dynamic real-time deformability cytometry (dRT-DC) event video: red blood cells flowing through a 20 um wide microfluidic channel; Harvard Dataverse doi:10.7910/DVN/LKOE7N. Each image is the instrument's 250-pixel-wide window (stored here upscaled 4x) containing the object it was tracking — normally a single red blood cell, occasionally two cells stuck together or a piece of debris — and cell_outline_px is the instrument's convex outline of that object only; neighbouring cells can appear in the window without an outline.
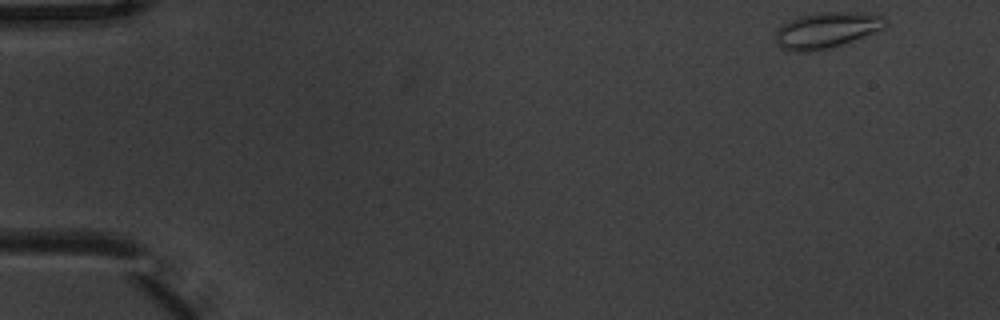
{"species": "common noctule bat (a hibernating species)", "species_latin": "Nyctalus noctula", "temperature_condition": "warm", "stored_images_in_passage": 4, "camera_frame_rate_fps": 3000, "um_per_image_px": 0.085, "animal": {"sex": "male", "body_mass_g": 20.1, "forearm_length_mm": 53.5}, "frame": {"image": 1, "passage_image": 1, "time_ms": 0.0, "image_size_px": [1000, 320], "cell_outline_px": [[888, 24], [884, 28], [876, 32], [844, 44], [828, 48], [804, 52], [792, 52], [780, 48], [776, 44], [776, 28], [788, 20], [800, 16], [832, 12], [848, 12], [880, 16], [888, 20]], "centroid_in_image_um": [70.22, 2.59], "position_along_channel_um": 14.8, "area_um2": 22.89}}
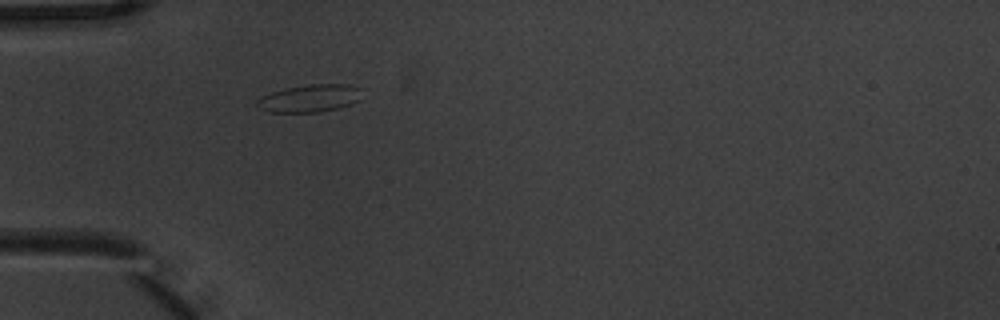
{"frame": {"image": 2, "passage_image": 4, "time_ms": 1.0, "image_size_px": [1000, 320], "cell_outline_px": [[360, 100], [352, 104], [320, 112], [268, 112], [260, 108], [256, 104], [256, 100], [272, 92], [284, 88], [312, 84], [348, 84], [360, 88]], "centroid_in_image_um": [26.34, 8.35], "position_along_channel_um": 58.7, "area_um2": 16.76}}